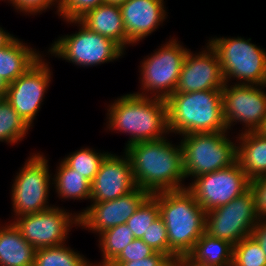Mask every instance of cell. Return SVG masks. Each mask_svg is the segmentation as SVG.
<instances>
[{"instance_id":"24","label":"cell","mask_w":266,"mask_h":266,"mask_svg":"<svg viewBox=\"0 0 266 266\" xmlns=\"http://www.w3.org/2000/svg\"><path fill=\"white\" fill-rule=\"evenodd\" d=\"M58 172L53 178L57 194L62 198L91 199V182L78 172H74L64 161H61Z\"/></svg>"},{"instance_id":"33","label":"cell","mask_w":266,"mask_h":266,"mask_svg":"<svg viewBox=\"0 0 266 266\" xmlns=\"http://www.w3.org/2000/svg\"><path fill=\"white\" fill-rule=\"evenodd\" d=\"M155 251L142 239H134L112 262H131L153 255Z\"/></svg>"},{"instance_id":"17","label":"cell","mask_w":266,"mask_h":266,"mask_svg":"<svg viewBox=\"0 0 266 266\" xmlns=\"http://www.w3.org/2000/svg\"><path fill=\"white\" fill-rule=\"evenodd\" d=\"M128 155L119 157L108 153L91 182L92 202L117 199L136 188Z\"/></svg>"},{"instance_id":"16","label":"cell","mask_w":266,"mask_h":266,"mask_svg":"<svg viewBox=\"0 0 266 266\" xmlns=\"http://www.w3.org/2000/svg\"><path fill=\"white\" fill-rule=\"evenodd\" d=\"M225 80L216 52L208 44L207 51L197 55L188 51L179 75L175 93L222 90Z\"/></svg>"},{"instance_id":"8","label":"cell","mask_w":266,"mask_h":266,"mask_svg":"<svg viewBox=\"0 0 266 266\" xmlns=\"http://www.w3.org/2000/svg\"><path fill=\"white\" fill-rule=\"evenodd\" d=\"M66 21L81 24L80 29L75 34L59 37L52 44L49 52L55 57L85 67L110 62L123 55L124 50L112 39L91 31L79 20Z\"/></svg>"},{"instance_id":"11","label":"cell","mask_w":266,"mask_h":266,"mask_svg":"<svg viewBox=\"0 0 266 266\" xmlns=\"http://www.w3.org/2000/svg\"><path fill=\"white\" fill-rule=\"evenodd\" d=\"M194 179L187 189L205 212L228 204L250 188V179L238 162Z\"/></svg>"},{"instance_id":"41","label":"cell","mask_w":266,"mask_h":266,"mask_svg":"<svg viewBox=\"0 0 266 266\" xmlns=\"http://www.w3.org/2000/svg\"><path fill=\"white\" fill-rule=\"evenodd\" d=\"M126 1H128V0H105V3L120 6L123 3H125Z\"/></svg>"},{"instance_id":"39","label":"cell","mask_w":266,"mask_h":266,"mask_svg":"<svg viewBox=\"0 0 266 266\" xmlns=\"http://www.w3.org/2000/svg\"><path fill=\"white\" fill-rule=\"evenodd\" d=\"M14 37L0 27V48L6 46Z\"/></svg>"},{"instance_id":"1","label":"cell","mask_w":266,"mask_h":266,"mask_svg":"<svg viewBox=\"0 0 266 266\" xmlns=\"http://www.w3.org/2000/svg\"><path fill=\"white\" fill-rule=\"evenodd\" d=\"M166 141L138 142L125 148L136 186L150 195L186 188L181 183L185 179L181 143L174 147Z\"/></svg>"},{"instance_id":"36","label":"cell","mask_w":266,"mask_h":266,"mask_svg":"<svg viewBox=\"0 0 266 266\" xmlns=\"http://www.w3.org/2000/svg\"><path fill=\"white\" fill-rule=\"evenodd\" d=\"M170 263L171 259L167 255L155 252L144 259L131 262H111L108 266H168Z\"/></svg>"},{"instance_id":"21","label":"cell","mask_w":266,"mask_h":266,"mask_svg":"<svg viewBox=\"0 0 266 266\" xmlns=\"http://www.w3.org/2000/svg\"><path fill=\"white\" fill-rule=\"evenodd\" d=\"M35 253L13 222L0 227V266H34Z\"/></svg>"},{"instance_id":"27","label":"cell","mask_w":266,"mask_h":266,"mask_svg":"<svg viewBox=\"0 0 266 266\" xmlns=\"http://www.w3.org/2000/svg\"><path fill=\"white\" fill-rule=\"evenodd\" d=\"M30 126L5 99H0V141L16 143L23 139Z\"/></svg>"},{"instance_id":"10","label":"cell","mask_w":266,"mask_h":266,"mask_svg":"<svg viewBox=\"0 0 266 266\" xmlns=\"http://www.w3.org/2000/svg\"><path fill=\"white\" fill-rule=\"evenodd\" d=\"M188 51L176 39H171L150 57L147 56L140 70L142 89L150 91V94L154 92L153 97L164 100L175 93Z\"/></svg>"},{"instance_id":"18","label":"cell","mask_w":266,"mask_h":266,"mask_svg":"<svg viewBox=\"0 0 266 266\" xmlns=\"http://www.w3.org/2000/svg\"><path fill=\"white\" fill-rule=\"evenodd\" d=\"M119 7L128 45L151 34L166 18L164 0H128Z\"/></svg>"},{"instance_id":"38","label":"cell","mask_w":266,"mask_h":266,"mask_svg":"<svg viewBox=\"0 0 266 266\" xmlns=\"http://www.w3.org/2000/svg\"><path fill=\"white\" fill-rule=\"evenodd\" d=\"M174 266H209L200 262H196L189 255H178L171 260Z\"/></svg>"},{"instance_id":"26","label":"cell","mask_w":266,"mask_h":266,"mask_svg":"<svg viewBox=\"0 0 266 266\" xmlns=\"http://www.w3.org/2000/svg\"><path fill=\"white\" fill-rule=\"evenodd\" d=\"M64 244L36 249L34 266H92Z\"/></svg>"},{"instance_id":"25","label":"cell","mask_w":266,"mask_h":266,"mask_svg":"<svg viewBox=\"0 0 266 266\" xmlns=\"http://www.w3.org/2000/svg\"><path fill=\"white\" fill-rule=\"evenodd\" d=\"M99 237L101 239L99 245L104 259L101 262L102 264L99 262V264L93 266H108L135 239L126 223L104 231L99 234Z\"/></svg>"},{"instance_id":"2","label":"cell","mask_w":266,"mask_h":266,"mask_svg":"<svg viewBox=\"0 0 266 266\" xmlns=\"http://www.w3.org/2000/svg\"><path fill=\"white\" fill-rule=\"evenodd\" d=\"M107 128L131 134L126 147L165 138L168 134L167 103L139 92L123 95L109 105ZM168 132V133H167Z\"/></svg>"},{"instance_id":"14","label":"cell","mask_w":266,"mask_h":266,"mask_svg":"<svg viewBox=\"0 0 266 266\" xmlns=\"http://www.w3.org/2000/svg\"><path fill=\"white\" fill-rule=\"evenodd\" d=\"M50 78V68L40 58L23 75L9 84L5 99L30 127L49 87Z\"/></svg>"},{"instance_id":"4","label":"cell","mask_w":266,"mask_h":266,"mask_svg":"<svg viewBox=\"0 0 266 266\" xmlns=\"http://www.w3.org/2000/svg\"><path fill=\"white\" fill-rule=\"evenodd\" d=\"M166 103L170 133L183 136L227 131L222 90L173 93L166 99Z\"/></svg>"},{"instance_id":"15","label":"cell","mask_w":266,"mask_h":266,"mask_svg":"<svg viewBox=\"0 0 266 266\" xmlns=\"http://www.w3.org/2000/svg\"><path fill=\"white\" fill-rule=\"evenodd\" d=\"M150 194L140 187L117 199L93 202L90 207L79 213V225L89 228L98 234L121 224L134 214Z\"/></svg>"},{"instance_id":"7","label":"cell","mask_w":266,"mask_h":266,"mask_svg":"<svg viewBox=\"0 0 266 266\" xmlns=\"http://www.w3.org/2000/svg\"><path fill=\"white\" fill-rule=\"evenodd\" d=\"M259 220L254 193L249 188L228 204L206 212L205 233L234 246L252 234Z\"/></svg>"},{"instance_id":"23","label":"cell","mask_w":266,"mask_h":266,"mask_svg":"<svg viewBox=\"0 0 266 266\" xmlns=\"http://www.w3.org/2000/svg\"><path fill=\"white\" fill-rule=\"evenodd\" d=\"M188 255L209 266H230L233 263V245L204 233Z\"/></svg>"},{"instance_id":"30","label":"cell","mask_w":266,"mask_h":266,"mask_svg":"<svg viewBox=\"0 0 266 266\" xmlns=\"http://www.w3.org/2000/svg\"><path fill=\"white\" fill-rule=\"evenodd\" d=\"M233 263L236 266H266V255L250 235L233 246Z\"/></svg>"},{"instance_id":"28","label":"cell","mask_w":266,"mask_h":266,"mask_svg":"<svg viewBox=\"0 0 266 266\" xmlns=\"http://www.w3.org/2000/svg\"><path fill=\"white\" fill-rule=\"evenodd\" d=\"M108 154L106 153H96L89 148L80 149L70 156H67L63 161L74 170L78 172L81 176H84L90 182L93 181L96 176L100 164Z\"/></svg>"},{"instance_id":"20","label":"cell","mask_w":266,"mask_h":266,"mask_svg":"<svg viewBox=\"0 0 266 266\" xmlns=\"http://www.w3.org/2000/svg\"><path fill=\"white\" fill-rule=\"evenodd\" d=\"M237 162L250 180L266 175V137L259 131L242 132Z\"/></svg>"},{"instance_id":"12","label":"cell","mask_w":266,"mask_h":266,"mask_svg":"<svg viewBox=\"0 0 266 266\" xmlns=\"http://www.w3.org/2000/svg\"><path fill=\"white\" fill-rule=\"evenodd\" d=\"M13 223L22 237L39 249L65 244L71 226H79V215L72 217L69 212L54 206L42 212L22 215Z\"/></svg>"},{"instance_id":"34","label":"cell","mask_w":266,"mask_h":266,"mask_svg":"<svg viewBox=\"0 0 266 266\" xmlns=\"http://www.w3.org/2000/svg\"><path fill=\"white\" fill-rule=\"evenodd\" d=\"M259 219H266V175L250 180Z\"/></svg>"},{"instance_id":"13","label":"cell","mask_w":266,"mask_h":266,"mask_svg":"<svg viewBox=\"0 0 266 266\" xmlns=\"http://www.w3.org/2000/svg\"><path fill=\"white\" fill-rule=\"evenodd\" d=\"M259 86V87H258ZM262 85H231L222 89L225 126L230 129L233 122L244 123V132L258 131L266 117V93Z\"/></svg>"},{"instance_id":"35","label":"cell","mask_w":266,"mask_h":266,"mask_svg":"<svg viewBox=\"0 0 266 266\" xmlns=\"http://www.w3.org/2000/svg\"><path fill=\"white\" fill-rule=\"evenodd\" d=\"M8 1H10V3L16 8V10L25 13L35 14L51 7L53 4L56 3H58L57 4L58 6L56 7L58 8L57 12H59L61 0H8Z\"/></svg>"},{"instance_id":"22","label":"cell","mask_w":266,"mask_h":266,"mask_svg":"<svg viewBox=\"0 0 266 266\" xmlns=\"http://www.w3.org/2000/svg\"><path fill=\"white\" fill-rule=\"evenodd\" d=\"M42 56L13 38L0 48V77L9 84L31 68Z\"/></svg>"},{"instance_id":"19","label":"cell","mask_w":266,"mask_h":266,"mask_svg":"<svg viewBox=\"0 0 266 266\" xmlns=\"http://www.w3.org/2000/svg\"><path fill=\"white\" fill-rule=\"evenodd\" d=\"M78 20L91 31L112 39L123 50L126 49L127 35L118 5L103 3L86 12Z\"/></svg>"},{"instance_id":"40","label":"cell","mask_w":266,"mask_h":266,"mask_svg":"<svg viewBox=\"0 0 266 266\" xmlns=\"http://www.w3.org/2000/svg\"><path fill=\"white\" fill-rule=\"evenodd\" d=\"M9 83L0 77V99H3L7 95Z\"/></svg>"},{"instance_id":"6","label":"cell","mask_w":266,"mask_h":266,"mask_svg":"<svg viewBox=\"0 0 266 266\" xmlns=\"http://www.w3.org/2000/svg\"><path fill=\"white\" fill-rule=\"evenodd\" d=\"M244 38H213L207 44L216 52L225 83L231 77L238 85L266 87V51Z\"/></svg>"},{"instance_id":"31","label":"cell","mask_w":266,"mask_h":266,"mask_svg":"<svg viewBox=\"0 0 266 266\" xmlns=\"http://www.w3.org/2000/svg\"><path fill=\"white\" fill-rule=\"evenodd\" d=\"M142 240L155 252H161L168 256L167 229L161 216L149 226Z\"/></svg>"},{"instance_id":"42","label":"cell","mask_w":266,"mask_h":266,"mask_svg":"<svg viewBox=\"0 0 266 266\" xmlns=\"http://www.w3.org/2000/svg\"><path fill=\"white\" fill-rule=\"evenodd\" d=\"M263 136L266 137V117H265V120L263 122V125L262 127L258 130Z\"/></svg>"},{"instance_id":"29","label":"cell","mask_w":266,"mask_h":266,"mask_svg":"<svg viewBox=\"0 0 266 266\" xmlns=\"http://www.w3.org/2000/svg\"><path fill=\"white\" fill-rule=\"evenodd\" d=\"M160 216L158 202L150 195L127 220L134 238L142 239L149 226Z\"/></svg>"},{"instance_id":"9","label":"cell","mask_w":266,"mask_h":266,"mask_svg":"<svg viewBox=\"0 0 266 266\" xmlns=\"http://www.w3.org/2000/svg\"><path fill=\"white\" fill-rule=\"evenodd\" d=\"M34 154L17 174L12 186V203L15 216L42 212L52 208L47 205L50 173L48 160Z\"/></svg>"},{"instance_id":"32","label":"cell","mask_w":266,"mask_h":266,"mask_svg":"<svg viewBox=\"0 0 266 266\" xmlns=\"http://www.w3.org/2000/svg\"><path fill=\"white\" fill-rule=\"evenodd\" d=\"M105 3V0H61L59 14L64 20H78L86 12Z\"/></svg>"},{"instance_id":"37","label":"cell","mask_w":266,"mask_h":266,"mask_svg":"<svg viewBox=\"0 0 266 266\" xmlns=\"http://www.w3.org/2000/svg\"><path fill=\"white\" fill-rule=\"evenodd\" d=\"M251 235L256 239L266 255V219H260L256 223Z\"/></svg>"},{"instance_id":"3","label":"cell","mask_w":266,"mask_h":266,"mask_svg":"<svg viewBox=\"0 0 266 266\" xmlns=\"http://www.w3.org/2000/svg\"><path fill=\"white\" fill-rule=\"evenodd\" d=\"M159 205L168 235V257L188 255L205 233L206 212L187 189L151 195Z\"/></svg>"},{"instance_id":"5","label":"cell","mask_w":266,"mask_h":266,"mask_svg":"<svg viewBox=\"0 0 266 266\" xmlns=\"http://www.w3.org/2000/svg\"><path fill=\"white\" fill-rule=\"evenodd\" d=\"M226 132L183 135L180 143L185 178H196L237 162V146L226 137Z\"/></svg>"}]
</instances>
